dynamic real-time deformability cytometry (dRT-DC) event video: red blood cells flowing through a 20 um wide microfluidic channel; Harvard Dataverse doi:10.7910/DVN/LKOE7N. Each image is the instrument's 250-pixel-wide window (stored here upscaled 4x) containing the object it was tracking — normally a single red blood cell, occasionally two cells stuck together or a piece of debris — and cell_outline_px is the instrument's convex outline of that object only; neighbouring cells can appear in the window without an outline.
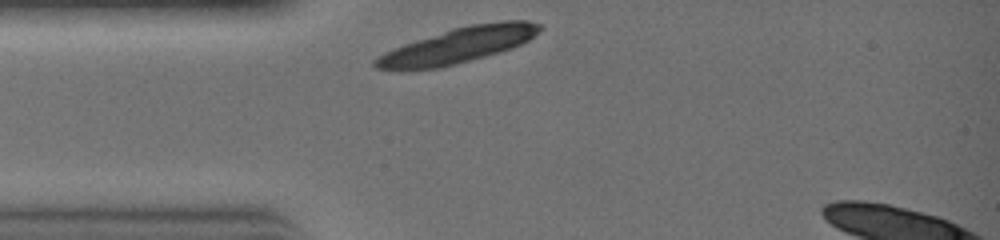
{"species": "common noctule bat (a hibernating species)", "species_latin": "Nyctalus noctula", "temperature_condition": "warm", "stored_images_in_passage": 2, "camera_frame_rate_fps": 3000, "um_per_image_px": 0.085, "animal": {"sex": "female", "body_mass_g": 19.0, "forearm_length_mm": 51.5}, "frame": {"image": 1, "passage_image": 1, "time_ms": 0.0, "image_size_px": [1000, 240], "cell_outline_px": [[544, 28], [528, 40], [512, 48], [456, 64], [440, 68], [408, 72], [376, 68], [372, 64], [372, 60], [384, 52], [404, 44], [452, 28], [472, 24], [504, 20], [528, 20], [540, 24]], "centroid_in_image_um": [38.88, 3.87], "position_along_channel_um": 46.1, "area_um2": 34.33}}